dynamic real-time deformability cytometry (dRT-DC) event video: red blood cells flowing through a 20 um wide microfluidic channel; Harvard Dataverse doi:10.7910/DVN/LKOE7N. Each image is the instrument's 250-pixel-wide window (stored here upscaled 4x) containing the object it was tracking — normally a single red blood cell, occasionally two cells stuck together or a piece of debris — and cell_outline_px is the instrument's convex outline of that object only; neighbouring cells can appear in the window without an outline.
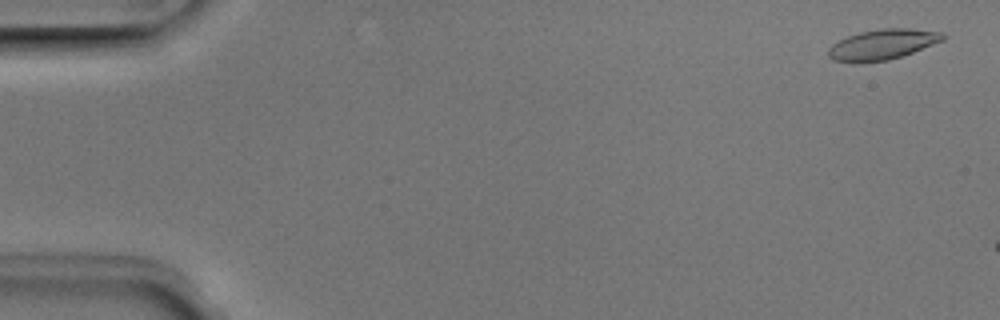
{"species": "Egyptian fruit bat (a non-hibernating species)", "species_latin": "Rousettus aegyptiacus", "temperature_condition": "room temperature", "stored_images_in_passage": 3, "camera_frame_rate_fps": 3000, "um_per_image_px": 0.085, "animal": {"sex": "male"}, "frame": {"image": 1, "passage_image": 1, "time_ms": 0.0, "image_size_px": [1000, 320], "cell_outline_px": [[944, 40], [912, 52], [888, 60], [856, 64], [852, 64], [832, 60], [828, 56], [828, 48], [832, 44], [848, 36], [860, 32], [880, 28], [912, 28], [940, 32], [944, 36]], "centroid_in_image_um": [74.94, 3.8], "position_along_channel_um": 10.1, "area_um2": 20.4}}